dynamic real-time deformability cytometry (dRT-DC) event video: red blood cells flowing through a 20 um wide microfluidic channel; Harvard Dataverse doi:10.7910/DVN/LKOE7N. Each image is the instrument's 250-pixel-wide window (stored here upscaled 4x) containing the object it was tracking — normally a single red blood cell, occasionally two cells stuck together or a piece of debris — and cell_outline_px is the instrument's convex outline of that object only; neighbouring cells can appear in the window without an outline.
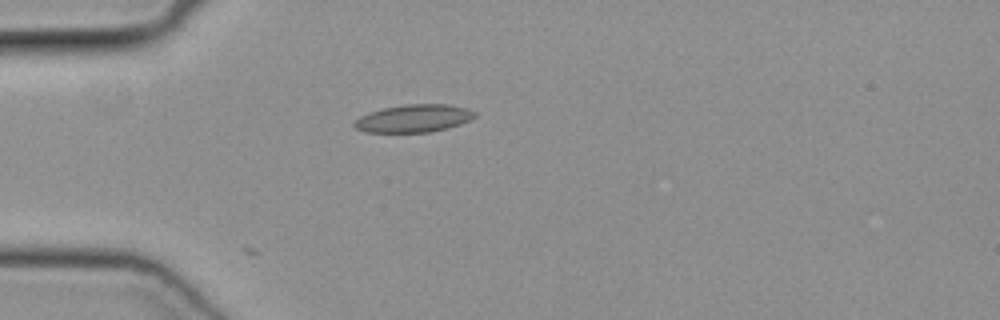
{"species": "common noctule bat (a hibernating species)", "species_latin": "Nyctalus noctula", "temperature_condition": "cold", "stored_images_in_passage": 2, "camera_frame_rate_fps": 3000, "um_per_image_px": 0.085, "animal": {"sex": "female", "body_mass_g": 19.3, "forearm_length_mm": 54.1}, "frame": {"image": 1, "passage_image": 2, "time_ms": 0.333, "image_size_px": [1000, 320], "cell_outline_px": [[476, 116], [460, 124], [448, 128], [428, 132], [364, 132], [356, 128], [352, 124], [360, 116], [368, 112], [384, 108], [404, 104], [448, 104], [468, 108], [476, 112]], "centroid_in_image_um": [35.17, 10.06], "position_along_channel_um": 49.8, "area_um2": 19.48}}